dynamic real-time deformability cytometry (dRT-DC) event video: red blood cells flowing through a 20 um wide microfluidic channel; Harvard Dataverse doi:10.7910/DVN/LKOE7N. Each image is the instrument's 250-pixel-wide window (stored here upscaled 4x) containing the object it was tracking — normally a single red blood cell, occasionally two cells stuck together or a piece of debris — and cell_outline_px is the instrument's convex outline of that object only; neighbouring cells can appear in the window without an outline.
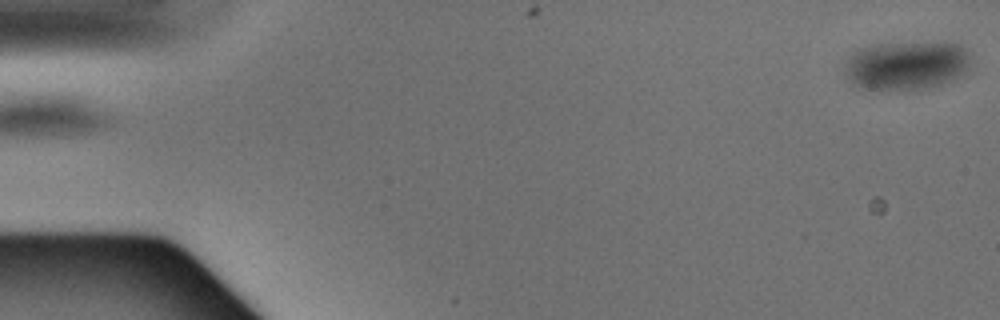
{"species": "Egyptian fruit bat (a non-hibernating species)", "species_latin": "Rousettus aegyptiacus", "temperature_condition": "warm", "stored_images_in_passage": 3, "segment_of_instrument_passage": [2, 2], "camera_frame_rate_fps": 3000, "um_per_image_px": 0.085, "animal": {"sex": "male"}, "frame": {"image": 1, "passage_image": 3, "time_ms": 0.667, "image_size_px": [1000, 320], "cell_outline_px": [[972, 56], [968, 68], [964, 76], [940, 84], [924, 88], [868, 88], [852, 84], [844, 72], [844, 64], [848, 56], [852, 52], [860, 48], [880, 44], [960, 44]], "centroid_in_image_um": [77.05, 5.55], "position_along_channel_um": 7.9, "area_um2": 35.14}}